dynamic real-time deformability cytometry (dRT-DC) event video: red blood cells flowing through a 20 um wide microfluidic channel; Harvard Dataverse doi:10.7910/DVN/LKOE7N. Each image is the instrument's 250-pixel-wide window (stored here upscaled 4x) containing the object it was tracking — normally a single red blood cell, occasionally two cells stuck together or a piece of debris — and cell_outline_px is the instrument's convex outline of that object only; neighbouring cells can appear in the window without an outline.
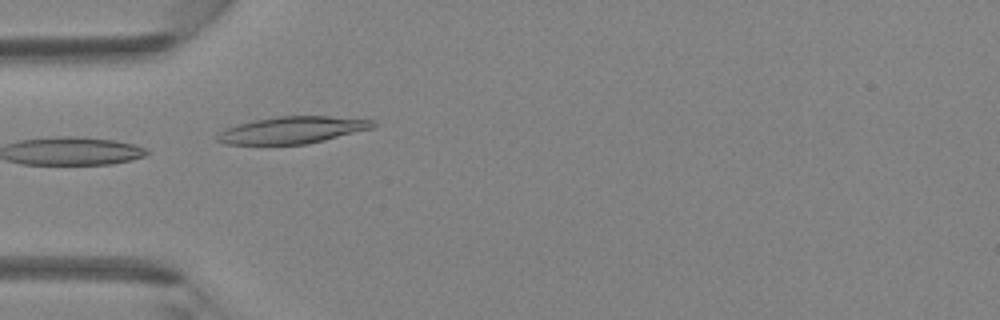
{"species": "Egyptian fruit bat (a non-hibernating species)", "species_latin": "Rousettus aegyptiacus", "temperature_condition": "room temperature", "stored_images_in_passage": 34, "camera_frame_rate_fps": 3000, "um_per_image_px": 0.085, "animal": {"sex": "female"}, "frame": {"image": 1, "passage_image": 15, "time_ms": 4.667, "image_size_px": [1000, 320], "cell_outline_px": [[380, 124], [372, 128], [324, 140], [304, 144], [224, 144], [216, 140], [216, 136], [220, 132], [228, 128], [240, 124], [256, 120], [276, 116], [328, 116], [372, 120]], "centroid_in_image_um": [24.87, 11.05], "position_along_channel_um": 60.1, "area_um2": 24.1}}